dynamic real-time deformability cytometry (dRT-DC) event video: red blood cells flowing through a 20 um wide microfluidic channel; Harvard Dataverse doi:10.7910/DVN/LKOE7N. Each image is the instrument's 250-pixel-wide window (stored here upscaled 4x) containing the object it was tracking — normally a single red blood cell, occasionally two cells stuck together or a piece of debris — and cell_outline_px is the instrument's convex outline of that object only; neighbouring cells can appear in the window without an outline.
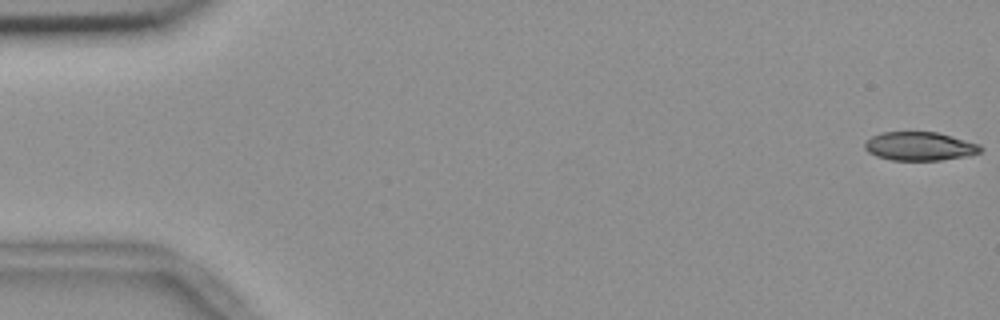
{"species": "common noctule bat (a hibernating species)", "species_latin": "Nyctalus noctula", "temperature_condition": "room temperature", "stored_images_in_passage": 56, "segment_of_instrument_passage": [1, 2], "camera_frame_rate_fps": 3000, "um_per_image_px": 0.085, "animal": {"sex": "female", "body_mass_g": 18.4}, "frame": {"image": 1, "passage_image": 1, "time_ms": 0.0, "image_size_px": [1000, 320], "cell_outline_px": [[984, 148], [980, 152], [968, 156], [940, 160], [892, 160], [876, 156], [868, 152], [864, 148], [864, 140], [880, 132], [936, 132], [952, 136], [980, 144]], "centroid_in_image_um": [78.16, 12.43], "position_along_channel_um": 6.8, "area_um2": 19.48}}
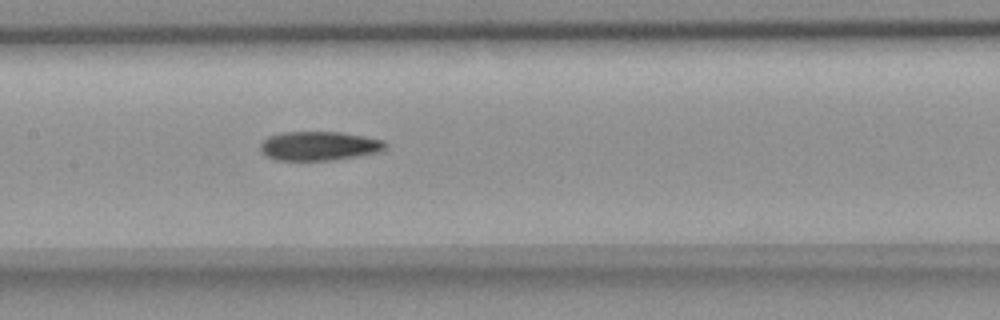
{"frame": {"image": 2, "passage_image": 27, "time_ms": 8.667, "image_size_px": [1000, 320], "cell_outline_px": [[388, 148], [380, 152], [332, 160], [276, 160], [260, 152], [260, 144], [268, 136], [284, 132], [340, 132], [364, 136], [384, 140], [388, 144]], "centroid_in_image_um": [27.15, 12.4], "position_along_channel_um": 180.2, "area_um2": 21.27}}
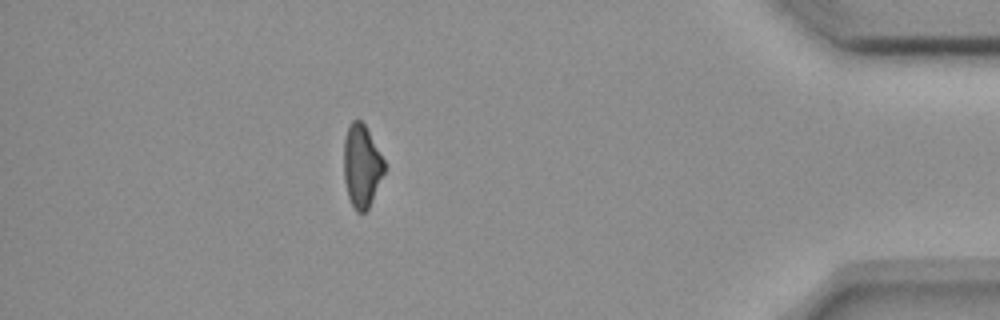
{"frame": {"image": 3, "passage_image": 49, "time_ms": 16.0, "image_size_px": [1000, 320], "cell_outline_px": [[384, 172], [372, 200], [368, 208], [364, 212], [356, 212], [348, 196], [344, 180], [344, 140], [348, 128], [352, 120], [360, 120], [364, 124], [384, 160]], "centroid_in_image_um": [30.73, 14.11], "position_along_channel_um": 404.5, "area_um2": 19.13}}